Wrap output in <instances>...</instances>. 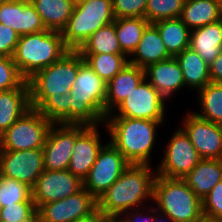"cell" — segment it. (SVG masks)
<instances>
[{
    "mask_svg": "<svg viewBox=\"0 0 222 222\" xmlns=\"http://www.w3.org/2000/svg\"><path fill=\"white\" fill-rule=\"evenodd\" d=\"M40 15L46 29L60 31L67 26L74 0H29Z\"/></svg>",
    "mask_w": 222,
    "mask_h": 222,
    "instance_id": "27",
    "label": "cell"
},
{
    "mask_svg": "<svg viewBox=\"0 0 222 222\" xmlns=\"http://www.w3.org/2000/svg\"><path fill=\"white\" fill-rule=\"evenodd\" d=\"M144 78V69L128 63L107 83L104 120L134 91Z\"/></svg>",
    "mask_w": 222,
    "mask_h": 222,
    "instance_id": "20",
    "label": "cell"
},
{
    "mask_svg": "<svg viewBox=\"0 0 222 222\" xmlns=\"http://www.w3.org/2000/svg\"><path fill=\"white\" fill-rule=\"evenodd\" d=\"M185 0H147L145 18L149 23L179 18Z\"/></svg>",
    "mask_w": 222,
    "mask_h": 222,
    "instance_id": "35",
    "label": "cell"
},
{
    "mask_svg": "<svg viewBox=\"0 0 222 222\" xmlns=\"http://www.w3.org/2000/svg\"><path fill=\"white\" fill-rule=\"evenodd\" d=\"M151 164H130L97 200V208L110 217H121L127 210L142 208L153 200L156 171ZM142 205V206H141Z\"/></svg>",
    "mask_w": 222,
    "mask_h": 222,
    "instance_id": "1",
    "label": "cell"
},
{
    "mask_svg": "<svg viewBox=\"0 0 222 222\" xmlns=\"http://www.w3.org/2000/svg\"><path fill=\"white\" fill-rule=\"evenodd\" d=\"M68 51L62 33L46 29L20 36L12 58L21 75L28 80L36 72L61 59Z\"/></svg>",
    "mask_w": 222,
    "mask_h": 222,
    "instance_id": "4",
    "label": "cell"
},
{
    "mask_svg": "<svg viewBox=\"0 0 222 222\" xmlns=\"http://www.w3.org/2000/svg\"><path fill=\"white\" fill-rule=\"evenodd\" d=\"M175 58L181 67L186 87L198 91L211 82L209 65L196 51L188 47Z\"/></svg>",
    "mask_w": 222,
    "mask_h": 222,
    "instance_id": "26",
    "label": "cell"
},
{
    "mask_svg": "<svg viewBox=\"0 0 222 222\" xmlns=\"http://www.w3.org/2000/svg\"><path fill=\"white\" fill-rule=\"evenodd\" d=\"M32 222H42L38 217H36Z\"/></svg>",
    "mask_w": 222,
    "mask_h": 222,
    "instance_id": "48",
    "label": "cell"
},
{
    "mask_svg": "<svg viewBox=\"0 0 222 222\" xmlns=\"http://www.w3.org/2000/svg\"><path fill=\"white\" fill-rule=\"evenodd\" d=\"M162 124L160 121L127 117H106L104 120L109 142L130 164L150 165L156 130Z\"/></svg>",
    "mask_w": 222,
    "mask_h": 222,
    "instance_id": "2",
    "label": "cell"
},
{
    "mask_svg": "<svg viewBox=\"0 0 222 222\" xmlns=\"http://www.w3.org/2000/svg\"><path fill=\"white\" fill-rule=\"evenodd\" d=\"M89 0H74L75 4H79V3H83V2H87Z\"/></svg>",
    "mask_w": 222,
    "mask_h": 222,
    "instance_id": "46",
    "label": "cell"
},
{
    "mask_svg": "<svg viewBox=\"0 0 222 222\" xmlns=\"http://www.w3.org/2000/svg\"><path fill=\"white\" fill-rule=\"evenodd\" d=\"M78 52L80 54H124L118 42L115 24H108L90 35Z\"/></svg>",
    "mask_w": 222,
    "mask_h": 222,
    "instance_id": "31",
    "label": "cell"
},
{
    "mask_svg": "<svg viewBox=\"0 0 222 222\" xmlns=\"http://www.w3.org/2000/svg\"><path fill=\"white\" fill-rule=\"evenodd\" d=\"M45 170L43 149L1 151L0 175L33 187Z\"/></svg>",
    "mask_w": 222,
    "mask_h": 222,
    "instance_id": "14",
    "label": "cell"
},
{
    "mask_svg": "<svg viewBox=\"0 0 222 222\" xmlns=\"http://www.w3.org/2000/svg\"><path fill=\"white\" fill-rule=\"evenodd\" d=\"M0 23L11 27L20 36L46 30L29 0H12L0 4Z\"/></svg>",
    "mask_w": 222,
    "mask_h": 222,
    "instance_id": "18",
    "label": "cell"
},
{
    "mask_svg": "<svg viewBox=\"0 0 222 222\" xmlns=\"http://www.w3.org/2000/svg\"><path fill=\"white\" fill-rule=\"evenodd\" d=\"M210 80L214 83H222V51L209 65Z\"/></svg>",
    "mask_w": 222,
    "mask_h": 222,
    "instance_id": "42",
    "label": "cell"
},
{
    "mask_svg": "<svg viewBox=\"0 0 222 222\" xmlns=\"http://www.w3.org/2000/svg\"><path fill=\"white\" fill-rule=\"evenodd\" d=\"M129 63L145 69L147 66L171 58L167 52L158 28L150 23L144 30Z\"/></svg>",
    "mask_w": 222,
    "mask_h": 222,
    "instance_id": "21",
    "label": "cell"
},
{
    "mask_svg": "<svg viewBox=\"0 0 222 222\" xmlns=\"http://www.w3.org/2000/svg\"><path fill=\"white\" fill-rule=\"evenodd\" d=\"M164 152L156 175L167 178H184L202 159L180 127L171 136Z\"/></svg>",
    "mask_w": 222,
    "mask_h": 222,
    "instance_id": "12",
    "label": "cell"
},
{
    "mask_svg": "<svg viewBox=\"0 0 222 222\" xmlns=\"http://www.w3.org/2000/svg\"><path fill=\"white\" fill-rule=\"evenodd\" d=\"M10 1H12V0H0V4L7 3V2H10Z\"/></svg>",
    "mask_w": 222,
    "mask_h": 222,
    "instance_id": "47",
    "label": "cell"
},
{
    "mask_svg": "<svg viewBox=\"0 0 222 222\" xmlns=\"http://www.w3.org/2000/svg\"><path fill=\"white\" fill-rule=\"evenodd\" d=\"M113 23L121 51L129 58L136 50L145 28L150 23L143 17L115 18Z\"/></svg>",
    "mask_w": 222,
    "mask_h": 222,
    "instance_id": "29",
    "label": "cell"
},
{
    "mask_svg": "<svg viewBox=\"0 0 222 222\" xmlns=\"http://www.w3.org/2000/svg\"><path fill=\"white\" fill-rule=\"evenodd\" d=\"M114 20L112 0H89L75 4L67 26L61 32L66 47L78 51L90 35Z\"/></svg>",
    "mask_w": 222,
    "mask_h": 222,
    "instance_id": "7",
    "label": "cell"
},
{
    "mask_svg": "<svg viewBox=\"0 0 222 222\" xmlns=\"http://www.w3.org/2000/svg\"><path fill=\"white\" fill-rule=\"evenodd\" d=\"M129 165L119 150L108 142L99 151L95 163L83 181V187L98 200Z\"/></svg>",
    "mask_w": 222,
    "mask_h": 222,
    "instance_id": "10",
    "label": "cell"
},
{
    "mask_svg": "<svg viewBox=\"0 0 222 222\" xmlns=\"http://www.w3.org/2000/svg\"><path fill=\"white\" fill-rule=\"evenodd\" d=\"M155 207L173 222H202V200L183 178H167L156 175L153 186Z\"/></svg>",
    "mask_w": 222,
    "mask_h": 222,
    "instance_id": "5",
    "label": "cell"
},
{
    "mask_svg": "<svg viewBox=\"0 0 222 222\" xmlns=\"http://www.w3.org/2000/svg\"><path fill=\"white\" fill-rule=\"evenodd\" d=\"M153 24L158 28L165 48L172 57L189 47L191 30L179 18L163 19Z\"/></svg>",
    "mask_w": 222,
    "mask_h": 222,
    "instance_id": "28",
    "label": "cell"
},
{
    "mask_svg": "<svg viewBox=\"0 0 222 222\" xmlns=\"http://www.w3.org/2000/svg\"><path fill=\"white\" fill-rule=\"evenodd\" d=\"M107 83L84 61L70 90V124L104 125Z\"/></svg>",
    "mask_w": 222,
    "mask_h": 222,
    "instance_id": "3",
    "label": "cell"
},
{
    "mask_svg": "<svg viewBox=\"0 0 222 222\" xmlns=\"http://www.w3.org/2000/svg\"><path fill=\"white\" fill-rule=\"evenodd\" d=\"M205 220L222 222V180L202 199Z\"/></svg>",
    "mask_w": 222,
    "mask_h": 222,
    "instance_id": "38",
    "label": "cell"
},
{
    "mask_svg": "<svg viewBox=\"0 0 222 222\" xmlns=\"http://www.w3.org/2000/svg\"><path fill=\"white\" fill-rule=\"evenodd\" d=\"M165 219L168 222H173V220L169 218L167 215L162 214L161 212L158 211L154 216L153 222H166Z\"/></svg>",
    "mask_w": 222,
    "mask_h": 222,
    "instance_id": "44",
    "label": "cell"
},
{
    "mask_svg": "<svg viewBox=\"0 0 222 222\" xmlns=\"http://www.w3.org/2000/svg\"><path fill=\"white\" fill-rule=\"evenodd\" d=\"M84 61L106 83L119 73L129 59L125 54H81Z\"/></svg>",
    "mask_w": 222,
    "mask_h": 222,
    "instance_id": "32",
    "label": "cell"
},
{
    "mask_svg": "<svg viewBox=\"0 0 222 222\" xmlns=\"http://www.w3.org/2000/svg\"><path fill=\"white\" fill-rule=\"evenodd\" d=\"M183 179L202 200L222 180V159H201Z\"/></svg>",
    "mask_w": 222,
    "mask_h": 222,
    "instance_id": "24",
    "label": "cell"
},
{
    "mask_svg": "<svg viewBox=\"0 0 222 222\" xmlns=\"http://www.w3.org/2000/svg\"><path fill=\"white\" fill-rule=\"evenodd\" d=\"M189 47L210 65L222 51V19L192 30Z\"/></svg>",
    "mask_w": 222,
    "mask_h": 222,
    "instance_id": "23",
    "label": "cell"
},
{
    "mask_svg": "<svg viewBox=\"0 0 222 222\" xmlns=\"http://www.w3.org/2000/svg\"><path fill=\"white\" fill-rule=\"evenodd\" d=\"M25 81L13 58L0 56V91L16 89Z\"/></svg>",
    "mask_w": 222,
    "mask_h": 222,
    "instance_id": "37",
    "label": "cell"
},
{
    "mask_svg": "<svg viewBox=\"0 0 222 222\" xmlns=\"http://www.w3.org/2000/svg\"><path fill=\"white\" fill-rule=\"evenodd\" d=\"M36 109L52 123L70 124V93L47 97Z\"/></svg>",
    "mask_w": 222,
    "mask_h": 222,
    "instance_id": "33",
    "label": "cell"
},
{
    "mask_svg": "<svg viewBox=\"0 0 222 222\" xmlns=\"http://www.w3.org/2000/svg\"><path fill=\"white\" fill-rule=\"evenodd\" d=\"M17 202H34L32 189L27 184L0 175L1 207Z\"/></svg>",
    "mask_w": 222,
    "mask_h": 222,
    "instance_id": "34",
    "label": "cell"
},
{
    "mask_svg": "<svg viewBox=\"0 0 222 222\" xmlns=\"http://www.w3.org/2000/svg\"><path fill=\"white\" fill-rule=\"evenodd\" d=\"M181 129L190 139L202 159H222V125L196 115L184 116Z\"/></svg>",
    "mask_w": 222,
    "mask_h": 222,
    "instance_id": "13",
    "label": "cell"
},
{
    "mask_svg": "<svg viewBox=\"0 0 222 222\" xmlns=\"http://www.w3.org/2000/svg\"><path fill=\"white\" fill-rule=\"evenodd\" d=\"M83 188V181L68 170H44L32 189V199L38 209L42 204L62 200Z\"/></svg>",
    "mask_w": 222,
    "mask_h": 222,
    "instance_id": "15",
    "label": "cell"
},
{
    "mask_svg": "<svg viewBox=\"0 0 222 222\" xmlns=\"http://www.w3.org/2000/svg\"><path fill=\"white\" fill-rule=\"evenodd\" d=\"M57 127V128H56ZM83 124L53 123L43 146L44 167L48 171L67 170L77 136Z\"/></svg>",
    "mask_w": 222,
    "mask_h": 222,
    "instance_id": "11",
    "label": "cell"
},
{
    "mask_svg": "<svg viewBox=\"0 0 222 222\" xmlns=\"http://www.w3.org/2000/svg\"><path fill=\"white\" fill-rule=\"evenodd\" d=\"M109 222H125L122 217H110Z\"/></svg>",
    "mask_w": 222,
    "mask_h": 222,
    "instance_id": "45",
    "label": "cell"
},
{
    "mask_svg": "<svg viewBox=\"0 0 222 222\" xmlns=\"http://www.w3.org/2000/svg\"><path fill=\"white\" fill-rule=\"evenodd\" d=\"M147 0H112V9L115 18L143 17Z\"/></svg>",
    "mask_w": 222,
    "mask_h": 222,
    "instance_id": "39",
    "label": "cell"
},
{
    "mask_svg": "<svg viewBox=\"0 0 222 222\" xmlns=\"http://www.w3.org/2000/svg\"><path fill=\"white\" fill-rule=\"evenodd\" d=\"M97 208V200L83 187L62 200L42 204L37 217L42 222H74Z\"/></svg>",
    "mask_w": 222,
    "mask_h": 222,
    "instance_id": "16",
    "label": "cell"
},
{
    "mask_svg": "<svg viewBox=\"0 0 222 222\" xmlns=\"http://www.w3.org/2000/svg\"><path fill=\"white\" fill-rule=\"evenodd\" d=\"M197 92L201 109L200 113L196 111L194 113L203 119L222 125V83L210 82Z\"/></svg>",
    "mask_w": 222,
    "mask_h": 222,
    "instance_id": "30",
    "label": "cell"
},
{
    "mask_svg": "<svg viewBox=\"0 0 222 222\" xmlns=\"http://www.w3.org/2000/svg\"><path fill=\"white\" fill-rule=\"evenodd\" d=\"M37 217L34 202H17L1 208V222H32Z\"/></svg>",
    "mask_w": 222,
    "mask_h": 222,
    "instance_id": "36",
    "label": "cell"
},
{
    "mask_svg": "<svg viewBox=\"0 0 222 222\" xmlns=\"http://www.w3.org/2000/svg\"><path fill=\"white\" fill-rule=\"evenodd\" d=\"M19 37L11 27L0 23V56L13 57Z\"/></svg>",
    "mask_w": 222,
    "mask_h": 222,
    "instance_id": "40",
    "label": "cell"
},
{
    "mask_svg": "<svg viewBox=\"0 0 222 222\" xmlns=\"http://www.w3.org/2000/svg\"><path fill=\"white\" fill-rule=\"evenodd\" d=\"M80 68V53L70 50L61 59L29 78L30 106L36 109L47 97L70 93Z\"/></svg>",
    "mask_w": 222,
    "mask_h": 222,
    "instance_id": "6",
    "label": "cell"
},
{
    "mask_svg": "<svg viewBox=\"0 0 222 222\" xmlns=\"http://www.w3.org/2000/svg\"><path fill=\"white\" fill-rule=\"evenodd\" d=\"M52 122L30 108L0 136L1 151L43 149Z\"/></svg>",
    "mask_w": 222,
    "mask_h": 222,
    "instance_id": "8",
    "label": "cell"
},
{
    "mask_svg": "<svg viewBox=\"0 0 222 222\" xmlns=\"http://www.w3.org/2000/svg\"><path fill=\"white\" fill-rule=\"evenodd\" d=\"M98 125L87 126L74 143L68 171L82 181L88 176L98 153L105 144H101Z\"/></svg>",
    "mask_w": 222,
    "mask_h": 222,
    "instance_id": "17",
    "label": "cell"
},
{
    "mask_svg": "<svg viewBox=\"0 0 222 222\" xmlns=\"http://www.w3.org/2000/svg\"><path fill=\"white\" fill-rule=\"evenodd\" d=\"M166 101L144 78L129 96L106 117L165 121ZM117 113V114H115Z\"/></svg>",
    "mask_w": 222,
    "mask_h": 222,
    "instance_id": "9",
    "label": "cell"
},
{
    "mask_svg": "<svg viewBox=\"0 0 222 222\" xmlns=\"http://www.w3.org/2000/svg\"><path fill=\"white\" fill-rule=\"evenodd\" d=\"M145 79L167 101L185 86L181 67L175 57L151 64L144 69Z\"/></svg>",
    "mask_w": 222,
    "mask_h": 222,
    "instance_id": "19",
    "label": "cell"
},
{
    "mask_svg": "<svg viewBox=\"0 0 222 222\" xmlns=\"http://www.w3.org/2000/svg\"><path fill=\"white\" fill-rule=\"evenodd\" d=\"M74 222H109V217L105 216L98 208L85 217H81Z\"/></svg>",
    "mask_w": 222,
    "mask_h": 222,
    "instance_id": "43",
    "label": "cell"
},
{
    "mask_svg": "<svg viewBox=\"0 0 222 222\" xmlns=\"http://www.w3.org/2000/svg\"><path fill=\"white\" fill-rule=\"evenodd\" d=\"M179 19L192 31L222 19V4L215 0H185Z\"/></svg>",
    "mask_w": 222,
    "mask_h": 222,
    "instance_id": "25",
    "label": "cell"
},
{
    "mask_svg": "<svg viewBox=\"0 0 222 222\" xmlns=\"http://www.w3.org/2000/svg\"><path fill=\"white\" fill-rule=\"evenodd\" d=\"M30 108L27 80L16 89L0 91V136Z\"/></svg>",
    "mask_w": 222,
    "mask_h": 222,
    "instance_id": "22",
    "label": "cell"
},
{
    "mask_svg": "<svg viewBox=\"0 0 222 222\" xmlns=\"http://www.w3.org/2000/svg\"><path fill=\"white\" fill-rule=\"evenodd\" d=\"M150 207L151 206H149L148 211H147L148 215H146V213L144 211L141 212L142 208H135V209L127 210L124 213L125 214L124 216H126L125 218H124V216H121V217L125 222H153L154 216L158 212V210L155 207L153 209ZM141 213H145V215H143Z\"/></svg>",
    "mask_w": 222,
    "mask_h": 222,
    "instance_id": "41",
    "label": "cell"
}]
</instances>
